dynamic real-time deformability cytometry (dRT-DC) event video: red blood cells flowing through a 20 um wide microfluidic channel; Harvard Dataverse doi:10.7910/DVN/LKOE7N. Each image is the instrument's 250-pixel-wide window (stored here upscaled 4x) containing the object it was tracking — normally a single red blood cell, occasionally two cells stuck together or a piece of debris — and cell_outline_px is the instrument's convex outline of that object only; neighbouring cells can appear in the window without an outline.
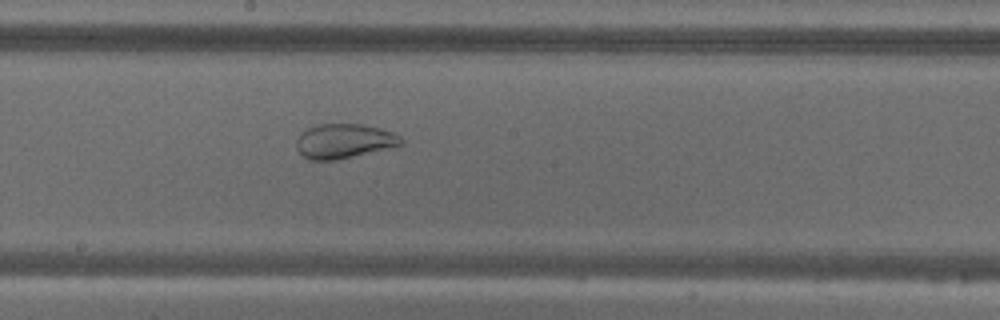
{"species": "common noctule bat (a hibernating species)", "species_latin": "Nyctalus noctula", "temperature_condition": "warm", "stored_images_in_passage": 44, "camera_frame_rate_fps": 3000, "um_per_image_px": 0.085, "animal": {"sex": "male", "body_mass_g": 18.8}, "frame": {"image": 1, "passage_image": 19, "time_ms": 6.0, "image_size_px": [1000, 320], "cell_outline_px": [[404, 144], [336, 160], [308, 160], [296, 148], [296, 140], [300, 132], [316, 124], [360, 124], [380, 128], [392, 132], [400, 136], [404, 140]], "centroid_in_image_um": [29.22, 11.98], "position_along_channel_um": 219.0, "area_um2": 21.04}}
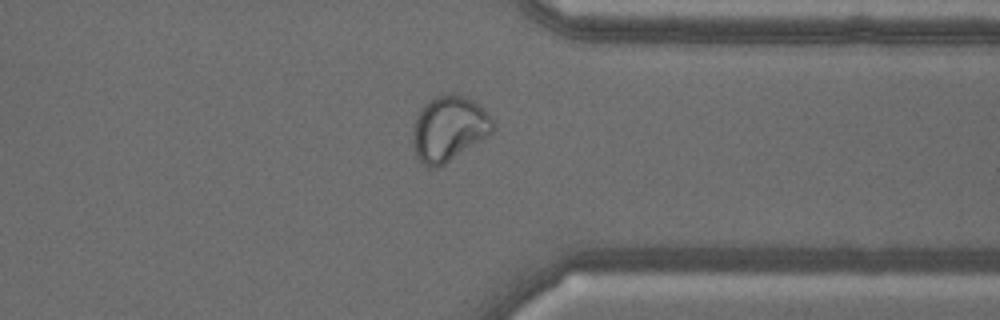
{"frame": {"image": 2, "passage_image": 32, "time_ms": 10.333, "image_size_px": [1000, 320], "cell_outline_px": [[496, 128], [488, 136], [444, 164], [436, 168], [428, 168], [416, 160], [412, 140], [412, 132], [416, 116], [436, 96], [448, 92], [464, 96], [472, 100], [496, 124]], "centroid_in_image_um": [38.13, 10.97], "position_along_channel_um": 373.3, "area_um2": 30.17}}
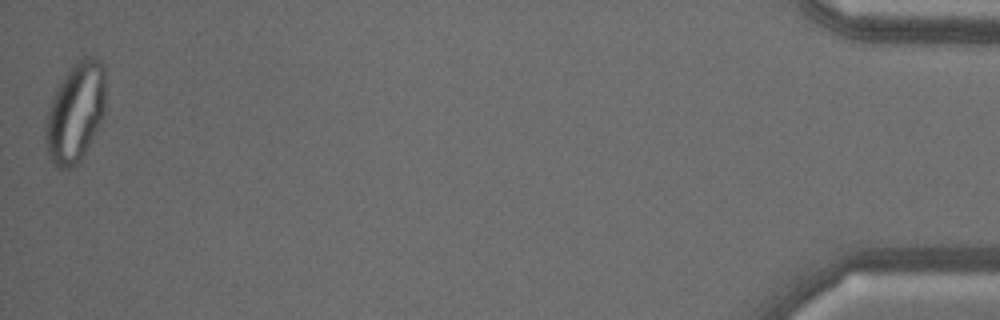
{"frame": {"image": 3, "passage_image": 44, "time_ms": 14.333, "image_size_px": [1000, 320], "cell_outline_px": [[104, 112], [80, 160], [72, 168], [60, 168], [52, 164], [48, 156], [44, 140], [44, 132], [48, 108], [52, 96], [72, 64], [88, 56], [100, 56], [104, 64]], "centroid_in_image_um": [6.38, 9.53], "position_along_channel_um": 428.8, "area_um2": 34.62}, "authors_computed_cell_mechanics": {"area_um2": 29.5358, "velocity_mm_per_s": 3.6389, "shape_relaxation_time_tau1_ms": null, "shape_relaxation_time_tau2_ms": 1.051, "deformation_change_tau1": null, "deformation_change_tau2": 0.065}}